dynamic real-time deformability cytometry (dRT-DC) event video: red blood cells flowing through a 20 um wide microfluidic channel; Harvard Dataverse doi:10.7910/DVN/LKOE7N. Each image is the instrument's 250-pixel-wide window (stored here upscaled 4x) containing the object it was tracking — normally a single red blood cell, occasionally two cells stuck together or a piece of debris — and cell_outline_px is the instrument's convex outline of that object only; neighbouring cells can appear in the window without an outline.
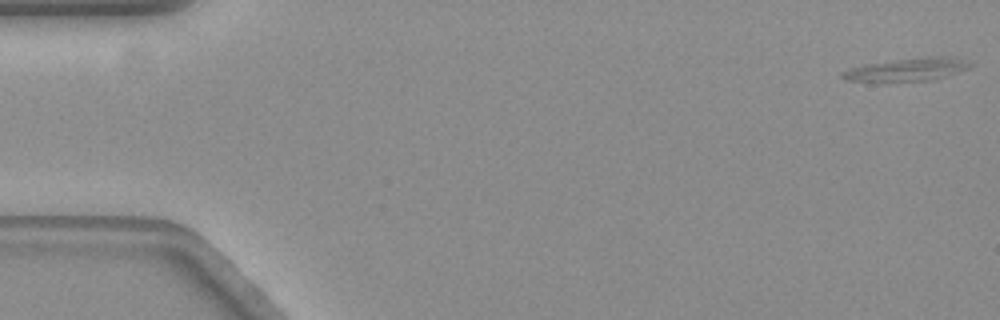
{"species": "common noctule bat (a hibernating species)", "species_latin": "Nyctalus noctula", "temperature_condition": "warm", "stored_images_in_passage": 17, "camera_frame_rate_fps": 3000, "um_per_image_px": 0.085, "animal": {"sex": "female", "body_mass_g": 19.3, "forearm_length_mm": 54.1}, "frame": {"image": 1, "passage_image": 1, "time_ms": 0.0, "image_size_px": [1000, 320], "cell_outline_px": [[972, 64], [968, 68], [936, 80], [884, 84], [880, 84], [844, 80], [840, 76], [840, 72], [848, 68], [864, 64], [896, 60], [936, 56], [956, 56]], "centroid_in_image_um": [77.0, 5.97], "position_along_channel_um": 8.0, "area_um2": 18.03}}
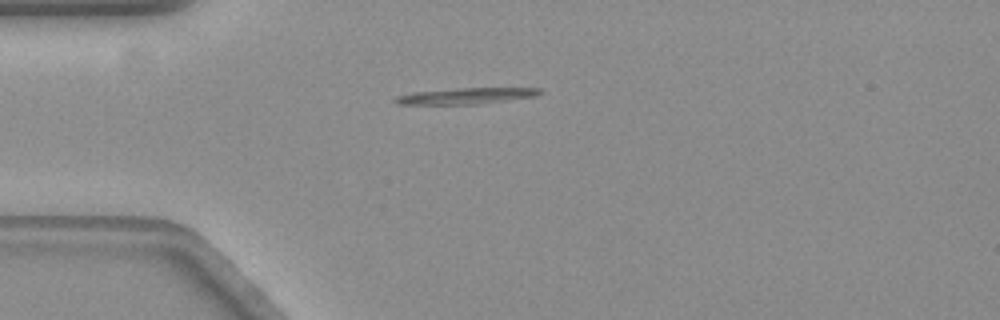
{"frame": {"image": 2, "passage_image": 15, "time_ms": 4.667, "image_size_px": [1000, 320], "cell_outline_px": [[544, 92], [536, 96], [480, 104], [396, 104], [392, 100], [396, 96], [412, 92], [460, 88], [540, 88]], "centroid_in_image_um": [39.61, 8.15], "position_along_channel_um": 45.4, "area_um2": 13.58}}